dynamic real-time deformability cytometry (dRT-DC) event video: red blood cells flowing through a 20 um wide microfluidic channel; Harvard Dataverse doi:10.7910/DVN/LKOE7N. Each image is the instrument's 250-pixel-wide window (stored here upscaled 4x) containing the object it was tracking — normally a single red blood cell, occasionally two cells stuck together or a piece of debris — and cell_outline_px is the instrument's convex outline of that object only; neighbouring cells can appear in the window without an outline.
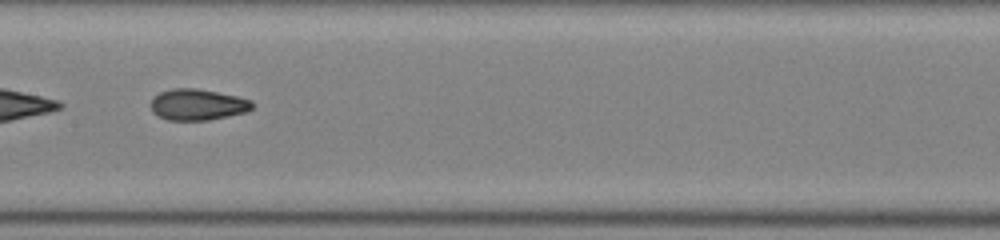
{"species": "common noctule bat (a hibernating species)", "species_latin": "Nyctalus noctula", "temperature_condition": "room temperature", "stored_images_in_passage": 32, "camera_frame_rate_fps": 3000, "um_per_image_px": 0.085, "animal": {"sex": "female", "body_mass_g": 22.0, "forearm_length_mm": 56.7}, "frame": {"image": 1, "passage_image": 10, "time_ms": 3.0, "image_size_px": [1000, 240], "cell_outline_px": [[252, 108], [244, 112], [208, 120], [168, 120], [156, 116], [152, 112], [152, 96], [160, 92], [172, 88], [196, 88], [236, 96], [252, 100]], "centroid_in_image_um": [16.74, 8.89], "position_along_channel_um": 190.7, "area_um2": 18.32}}